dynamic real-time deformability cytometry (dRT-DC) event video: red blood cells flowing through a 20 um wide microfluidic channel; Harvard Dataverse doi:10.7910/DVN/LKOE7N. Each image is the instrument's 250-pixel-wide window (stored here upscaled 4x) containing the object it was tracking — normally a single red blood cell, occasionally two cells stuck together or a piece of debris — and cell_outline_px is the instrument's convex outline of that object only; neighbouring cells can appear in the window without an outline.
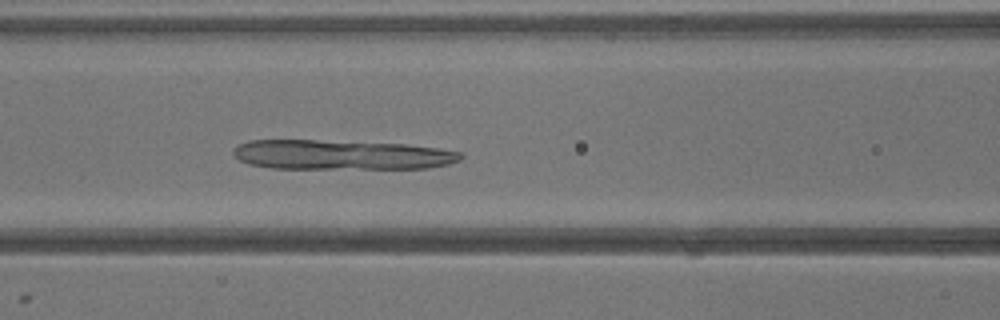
{"species": "common noctule bat (a hibernating species)", "species_latin": "Nyctalus noctula", "temperature_condition": "warm", "stored_images_in_passage": 40, "camera_frame_rate_fps": 3000, "um_per_image_px": 0.085, "animal": {"sex": "male", "body_mass_g": 13.3}, "frame": {"image": 1, "passage_image": 18, "time_ms": 5.667, "image_size_px": [1000, 320], "cell_outline_px": [[464, 156], [460, 160], [448, 164], [428, 168], [272, 168], [248, 164], [240, 160], [232, 152], [240, 144], [248, 140], [316, 140], [408, 144], [436, 148], [460, 152]], "centroid_in_image_um": [29.02, 13.15], "position_along_channel_um": 137.6, "area_um2": 39.19}}
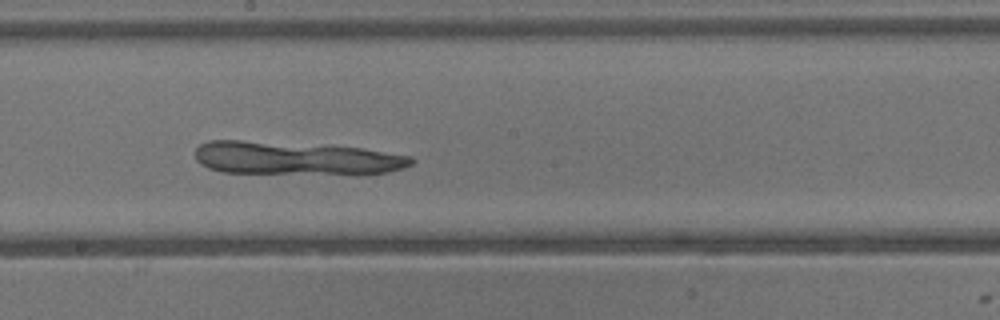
{"frame": {"image": 2, "passage_image": 23, "time_ms": 7.333, "image_size_px": [1000, 320], "cell_outline_px": [[416, 160], [412, 164], [404, 168], [388, 172], [360, 176], [224, 172], [208, 168], [200, 164], [196, 160], [196, 148], [200, 144], [208, 140], [240, 140], [360, 148], [412, 156]], "centroid_in_image_um": [25.2, 13.49], "position_along_channel_um": 223.0, "area_um2": 42.71}}
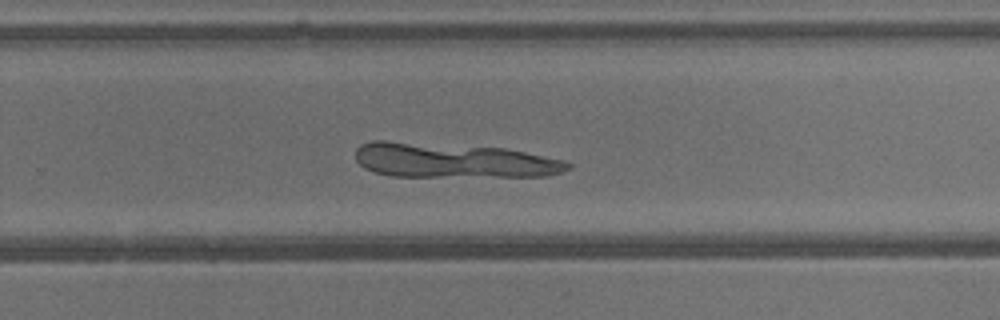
{"frame": {"image": 3, "passage_image": 27, "time_ms": 8.667, "image_size_px": [1000, 320], "cell_outline_px": [[572, 168], [564, 172], [548, 176], [392, 176], [372, 172], [364, 168], [356, 160], [356, 148], [360, 144], [372, 140], [384, 140], [504, 148], [568, 160], [572, 164]], "centroid_in_image_um": [38.55, 13.63], "position_along_channel_um": 291.3, "area_um2": 43.35}}